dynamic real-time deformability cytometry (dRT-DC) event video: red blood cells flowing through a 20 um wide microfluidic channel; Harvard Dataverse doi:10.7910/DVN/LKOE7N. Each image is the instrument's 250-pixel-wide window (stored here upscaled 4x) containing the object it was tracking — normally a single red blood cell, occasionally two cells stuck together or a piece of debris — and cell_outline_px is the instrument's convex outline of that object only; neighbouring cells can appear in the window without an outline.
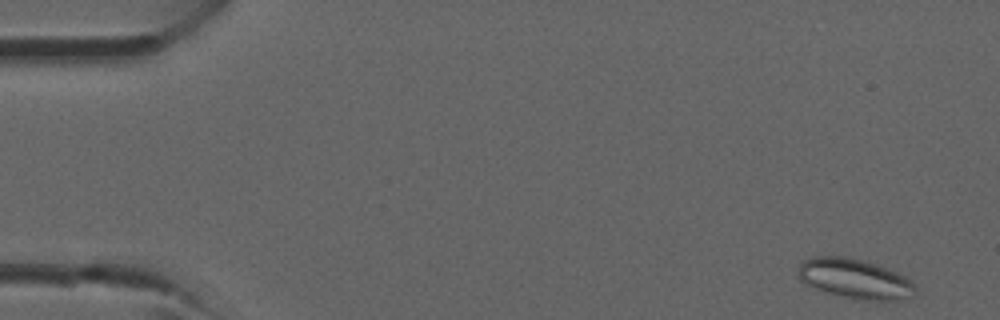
{"species": "common noctule bat (a hibernating species)", "species_latin": "Nyctalus noctula", "temperature_condition": "room temperature", "stored_images_in_passage": 40, "camera_frame_rate_fps": 3000, "um_per_image_px": 0.085, "animal": {"sex": "male", "forearm_length_mm": 52.5}, "frame": {"image": 1, "passage_image": 1, "time_ms": 0.0, "image_size_px": [1000, 320], "cell_outline_px": [[916, 296], [900, 300], [864, 300], [824, 292], [800, 280], [796, 276], [796, 272], [800, 264], [804, 260], [812, 256], [844, 256], [876, 264], [896, 272], [904, 276], [916, 288]], "centroid_in_image_um": [72.64, 23.69], "position_along_channel_um": 12.4, "area_um2": 27.11}}
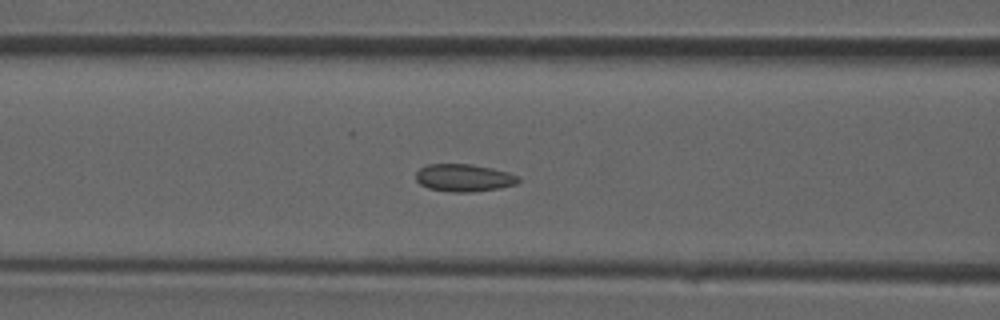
{"frame": {"image": 2, "passage_image": 15, "time_ms": 4.667, "image_size_px": [1000, 320], "cell_outline_px": [[520, 180], [516, 184], [500, 188], [472, 192], [452, 192], [428, 188], [420, 184], [416, 180], [416, 172], [420, 168], [428, 164], [472, 164], [492, 168], [508, 172], [520, 176]], "centroid_in_image_um": [39.45, 15.11], "position_along_channel_um": 127.2, "area_um2": 16.53}}
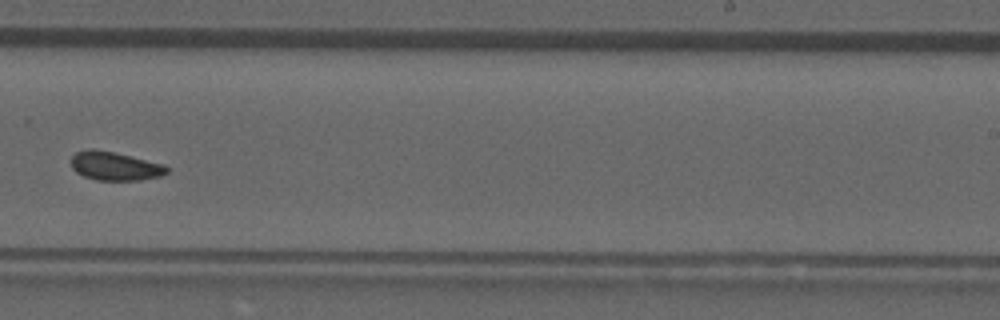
{"frame": {"image": 3, "passage_image": 24, "time_ms": 7.667, "image_size_px": [1000, 320], "cell_outline_px": [[168, 172], [160, 176], [140, 180], [96, 180], [84, 176], [76, 172], [72, 168], [72, 156], [76, 152], [88, 148], [92, 148], [112, 152], [164, 164], [168, 168]], "centroid_in_image_um": [9.75, 14.12], "position_along_channel_um": 279.3, "area_um2": 15.84}}